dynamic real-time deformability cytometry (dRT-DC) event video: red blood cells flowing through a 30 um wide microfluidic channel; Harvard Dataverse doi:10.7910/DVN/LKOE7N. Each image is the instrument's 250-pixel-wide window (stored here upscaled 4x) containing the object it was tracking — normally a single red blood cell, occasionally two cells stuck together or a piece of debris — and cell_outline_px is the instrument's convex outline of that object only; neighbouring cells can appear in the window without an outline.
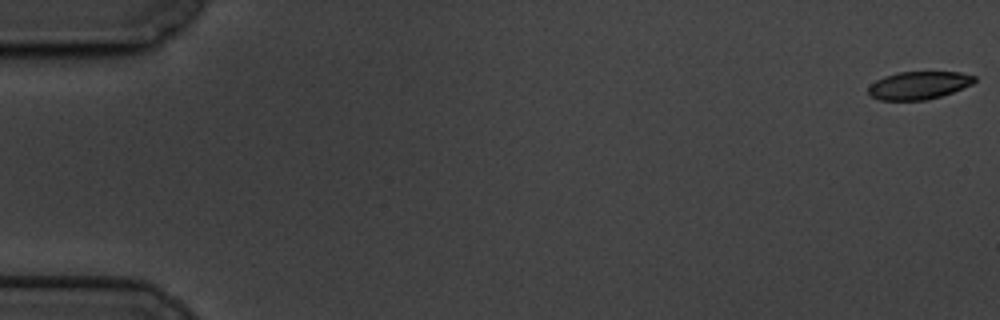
{"species": "common noctule bat (a hibernating species)", "species_latin": "Nyctalus noctula", "temperature_condition": "cold", "stored_images_in_passage": 9, "camera_frame_rate_fps": 3000, "um_per_image_px": 0.085, "animal": {"sex": "male", "body_mass_g": 19.5, "forearm_length_mm": 54.6}, "frame": {"image": 1, "passage_image": 1, "time_ms": 0.0, "image_size_px": [1000, 320], "cell_outline_px": [[976, 80], [972, 84], [952, 92], [928, 100], [880, 100], [872, 96], [868, 92], [868, 88], [876, 80], [884, 76], [896, 72], [960, 72], [976, 76]], "centroid_in_image_um": [78.1, 7.25], "position_along_channel_um": 6.9, "area_um2": 17.17}}